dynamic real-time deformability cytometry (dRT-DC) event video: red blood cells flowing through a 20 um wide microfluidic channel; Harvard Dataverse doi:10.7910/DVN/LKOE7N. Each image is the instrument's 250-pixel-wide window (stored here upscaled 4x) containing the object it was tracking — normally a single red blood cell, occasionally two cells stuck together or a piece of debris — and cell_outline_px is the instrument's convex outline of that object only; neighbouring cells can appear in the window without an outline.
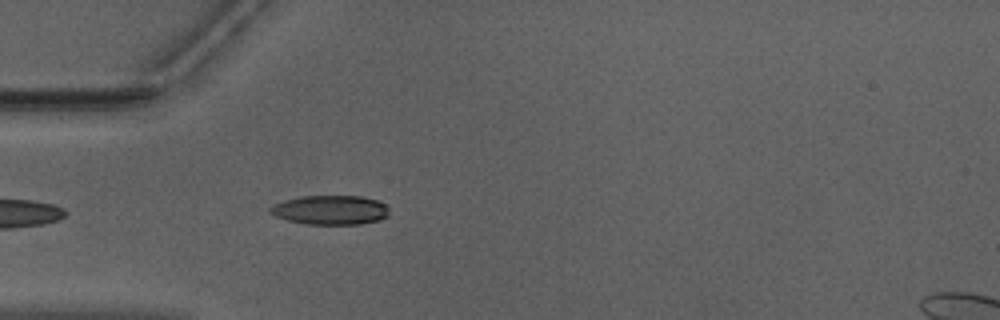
{"species": "Egyptian fruit bat (a non-hibernating species)", "species_latin": "Rousettus aegyptiacus", "temperature_condition": "warm", "stored_images_in_passage": 22, "camera_frame_rate_fps": 3000, "um_per_image_px": 0.085, "animal": {"sex": "male"}, "frame": {"image": 1, "passage_image": 3, "time_ms": 0.667, "image_size_px": [1000, 320], "cell_outline_px": [[388, 216], [380, 220], [360, 224], [304, 224], [288, 220], [276, 216], [268, 212], [268, 208], [284, 200], [300, 196], [360, 196], [376, 200], [384, 204], [388, 212]], "centroid_in_image_um": [28.06, 17.85], "position_along_channel_um": 56.9, "area_um2": 20.23}}
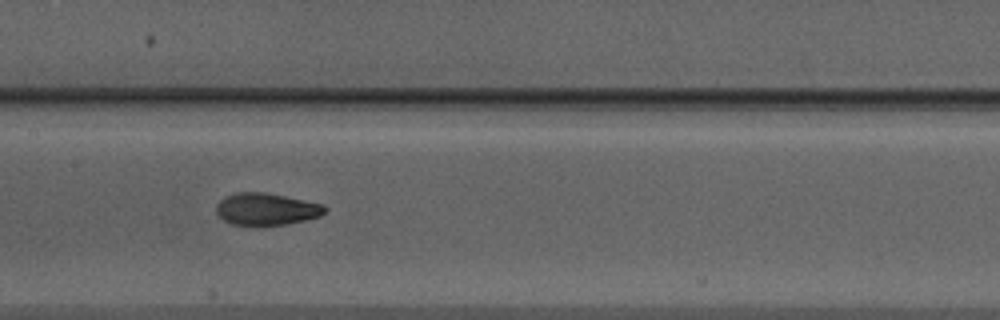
{"frame": {"image": 2, "passage_image": 13, "time_ms": 4.0, "image_size_px": [1000, 320], "cell_outline_px": [[328, 208], [320, 216], [288, 224], [264, 228], [256, 228], [232, 224], [224, 220], [216, 212], [216, 204], [220, 200], [236, 192], [264, 192], [324, 204]], "centroid_in_image_um": [22.63, 17.82], "position_along_channel_um": 184.8, "area_um2": 20.87}}
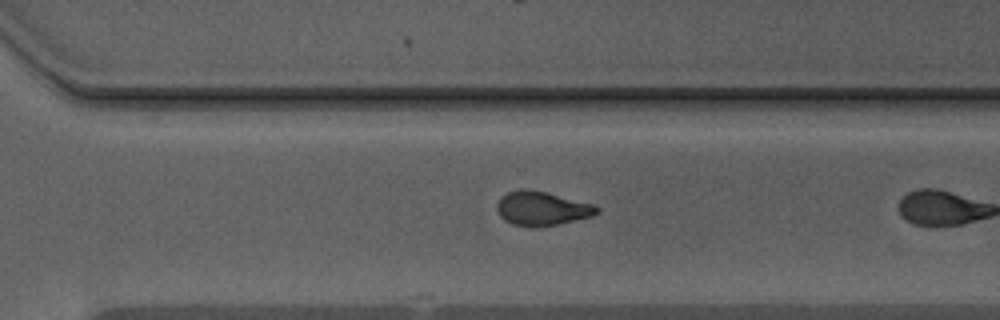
{"frame": {"image": 3, "passage_image": 21, "time_ms": 6.667, "image_size_px": [1000, 320], "cell_outline_px": [[600, 208], [592, 216], [556, 224], [536, 228], [532, 228], [512, 224], [504, 220], [500, 216], [496, 208], [496, 204], [508, 192], [548, 192], [592, 204]], "centroid_in_image_um": [46.06, 17.77], "position_along_channel_um": 324.5, "area_um2": 19.13}}